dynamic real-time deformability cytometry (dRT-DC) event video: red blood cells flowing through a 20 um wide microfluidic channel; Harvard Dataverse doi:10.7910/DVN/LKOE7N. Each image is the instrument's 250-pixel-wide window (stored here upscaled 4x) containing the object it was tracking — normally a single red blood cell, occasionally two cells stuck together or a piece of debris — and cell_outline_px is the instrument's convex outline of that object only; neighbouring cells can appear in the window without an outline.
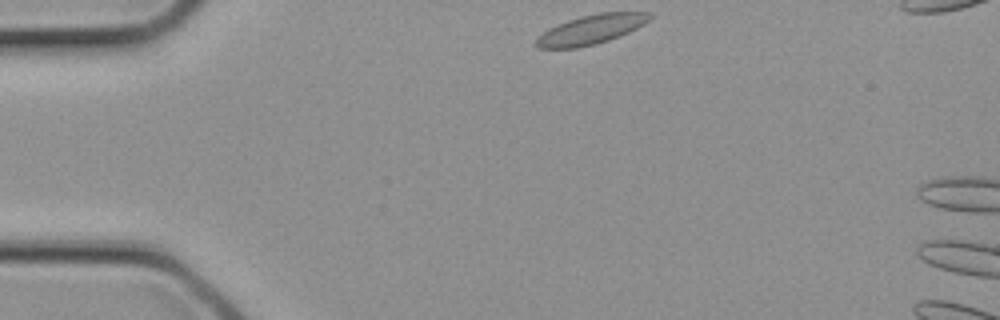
{"species": "common noctule bat (a hibernating species)", "species_latin": "Nyctalus noctula", "temperature_condition": "cold", "stored_images_in_passage": 2, "camera_frame_rate_fps": 3000, "um_per_image_px": 0.085, "animal": {"sex": "female", "body_mass_g": 21.9}, "frame": {"image": 1, "passage_image": 1, "time_ms": 0.0, "image_size_px": [1000, 320], "cell_outline_px": [[652, 16], [644, 24], [620, 36], [596, 44], [576, 48], [536, 48], [536, 36], [548, 28], [568, 20], [580, 16], [600, 12], [652, 12]], "centroid_in_image_um": [50.21, 2.5], "position_along_channel_um": 34.8, "area_um2": 19.48}}